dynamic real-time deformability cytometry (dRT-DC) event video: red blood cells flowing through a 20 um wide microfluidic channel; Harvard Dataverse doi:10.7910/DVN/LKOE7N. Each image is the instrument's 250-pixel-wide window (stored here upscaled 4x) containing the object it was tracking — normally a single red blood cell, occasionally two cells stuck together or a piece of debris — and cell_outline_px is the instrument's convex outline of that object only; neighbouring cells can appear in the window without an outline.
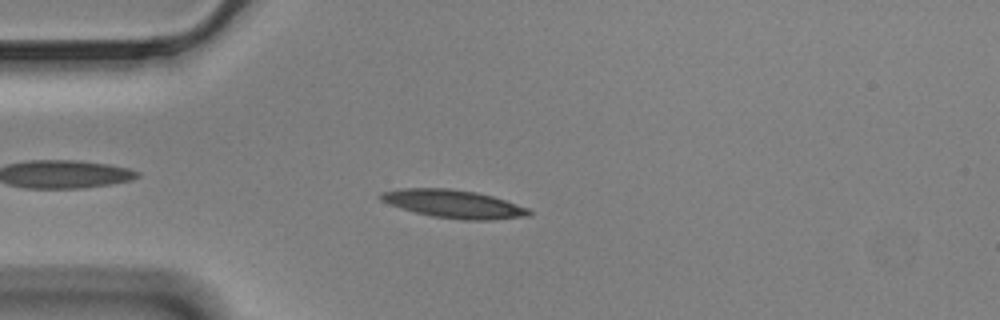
{"species": "Egyptian fruit bat (a non-hibernating species)", "species_latin": "Rousettus aegyptiacus", "temperature_condition": "cold", "stored_images_in_passage": 57, "camera_frame_rate_fps": 3000, "um_per_image_px": 0.085, "animal": {"sex": "male"}, "frame": {"image": 1, "passage_image": 14, "time_ms": 4.333, "image_size_px": [1000, 320], "cell_outline_px": [[532, 212], [528, 216], [488, 220], [460, 220], [432, 216], [400, 208], [388, 204], [380, 200], [376, 196], [380, 192], [400, 188], [448, 188], [476, 192], [492, 196], [528, 208]], "centroid_in_image_um": [38.49, 17.33], "position_along_channel_um": 46.5, "area_um2": 24.33}}
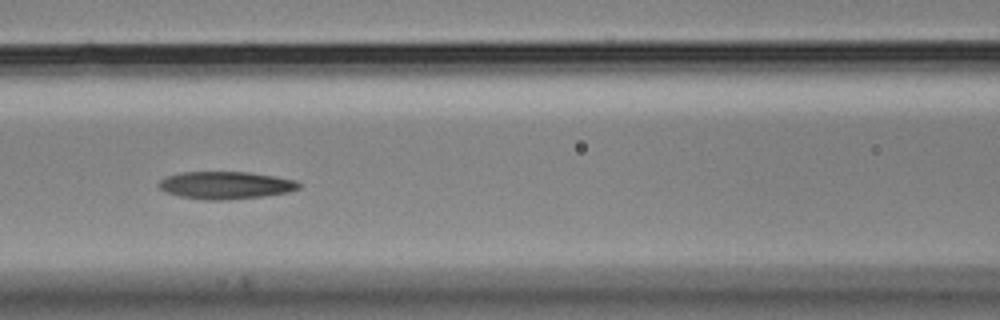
{"frame": {"image": 2, "passage_image": 24, "time_ms": 7.667, "image_size_px": [1000, 320], "cell_outline_px": [[300, 188], [288, 192], [264, 196], [228, 200], [204, 200], [180, 196], [164, 192], [156, 184], [160, 180], [168, 176], [180, 172], [252, 172], [296, 180], [300, 184]], "centroid_in_image_um": [19.17, 15.74], "position_along_channel_um": 147.4, "area_um2": 22.6}}
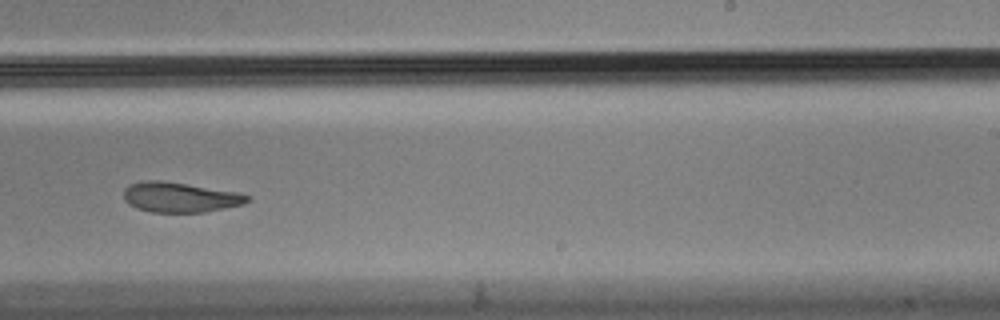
{"frame": {"image": 3, "passage_image": 35, "time_ms": 11.333, "image_size_px": [1000, 320], "cell_outline_px": [[252, 200], [244, 204], [204, 212], [152, 212], [136, 208], [128, 204], [124, 200], [124, 188], [132, 184], [144, 180], [160, 180], [236, 192], [252, 196]], "centroid_in_image_um": [15.3, 16.77], "position_along_channel_um": 273.7, "area_um2": 21.56}, "authors_computed_cell_mechanics": {"area_um2": 22.7732, "velocity_mm_per_s": 3.4528, "shape_relaxation_time_tau1_ms": null, "shape_relaxation_time_tau2_ms": 4.8259, "deformation_change_tau1": null, "deformation_change_tau2": 0.1153}}